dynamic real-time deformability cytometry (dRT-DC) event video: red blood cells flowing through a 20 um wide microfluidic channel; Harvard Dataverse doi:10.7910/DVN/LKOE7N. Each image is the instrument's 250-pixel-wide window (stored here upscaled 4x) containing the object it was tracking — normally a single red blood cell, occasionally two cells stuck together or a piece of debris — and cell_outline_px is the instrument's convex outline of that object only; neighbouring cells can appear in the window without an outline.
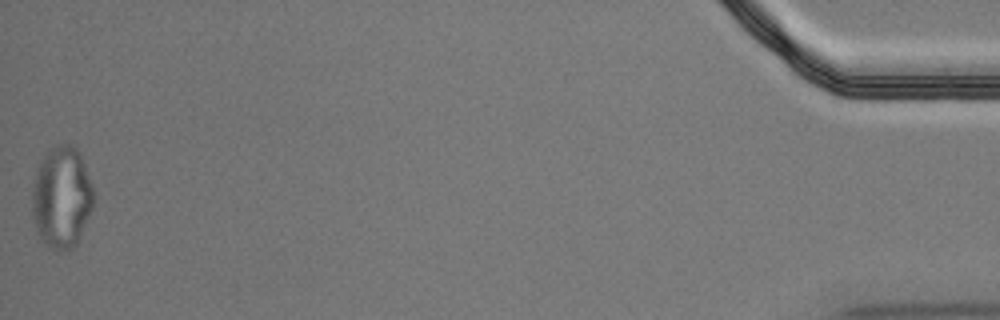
{"species": "Egyptian fruit bat (a non-hibernating species)", "species_latin": "Rousettus aegyptiacus", "temperature_condition": "cold", "stored_images_in_passage": 56, "segment_of_instrument_passage": [2, 2], "camera_frame_rate_fps": 3000, "um_per_image_px": 0.085, "animal": {"sex": "male"}, "frame": {"image": 1, "passage_image": 56, "time_ms": 18.333, "image_size_px": [1000, 320], "cell_outline_px": [[92, 208], [80, 236], [76, 244], [72, 248], [64, 252], [56, 252], [44, 244], [40, 240], [36, 232], [32, 220], [32, 184], [40, 160], [48, 148], [56, 144], [72, 144], [80, 152], [92, 184]], "centroid_in_image_um": [5.2, 16.78], "position_along_channel_um": 430.0, "area_um2": 37.11}}